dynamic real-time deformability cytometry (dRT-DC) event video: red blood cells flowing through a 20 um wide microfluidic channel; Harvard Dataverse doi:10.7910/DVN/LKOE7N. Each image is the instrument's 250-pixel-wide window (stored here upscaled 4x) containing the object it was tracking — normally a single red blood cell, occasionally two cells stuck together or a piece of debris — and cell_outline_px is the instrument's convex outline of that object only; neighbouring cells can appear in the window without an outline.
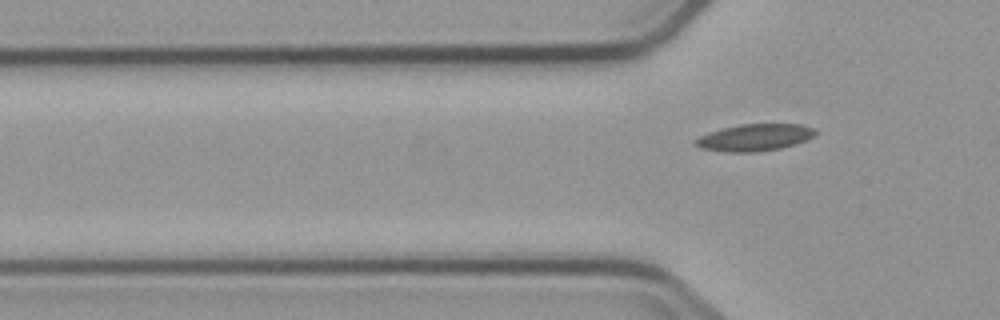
{"species": "common noctule bat (a hibernating species)", "species_latin": "Nyctalus noctula", "temperature_condition": "cold", "stored_images_in_passage": 3, "segment_of_instrument_passage": [2, 2], "camera_frame_rate_fps": 3000, "um_per_image_px": 0.085, "animal": {"sex": "male", "body_mass_g": 23.1, "forearm_length_mm": 52.7}, "frame": {"image": 1, "passage_image": 3, "time_ms": 2.0, "image_size_px": [1000, 320], "cell_outline_px": [[820, 132], [816, 136], [796, 144], [780, 148], [756, 152], [724, 152], [700, 148], [692, 144], [692, 140], [700, 136], [724, 128], [740, 124], [800, 124], [816, 128]], "centroid_in_image_um": [64.19, 11.69], "position_along_channel_um": 61.6, "area_um2": 19.07}}